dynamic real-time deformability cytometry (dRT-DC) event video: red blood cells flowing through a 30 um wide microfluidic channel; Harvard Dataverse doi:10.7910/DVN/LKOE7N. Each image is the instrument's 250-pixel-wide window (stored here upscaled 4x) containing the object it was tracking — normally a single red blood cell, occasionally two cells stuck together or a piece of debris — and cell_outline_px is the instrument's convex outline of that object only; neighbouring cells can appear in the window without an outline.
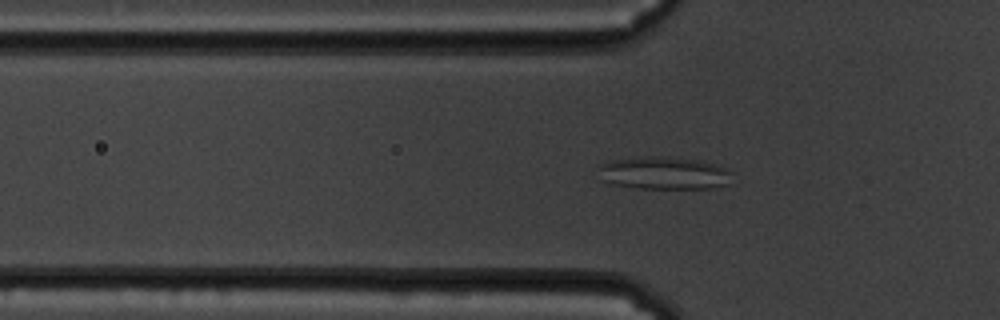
{"species": "common noctule bat (a hibernating species)", "species_latin": "Nyctalus noctula", "temperature_condition": "cold", "stored_images_in_passage": 50, "camera_frame_rate_fps": 3000, "um_per_image_px": 0.085, "animal": {"sex": "male", "body_mass_g": 19.5, "forearm_length_mm": 54.6}, "frame": {"image": 1, "passage_image": 10, "time_ms": 3.0, "image_size_px": [1000, 320], "cell_outline_px": [[736, 184], [712, 188], [636, 188], [612, 184], [604, 180], [596, 164], [612, 160], [644, 156], [668, 156], [700, 160], [716, 164], [732, 172]], "centroid_in_image_um": [56.53, 14.71], "position_along_channel_um": 69.3, "area_um2": 26.07}}
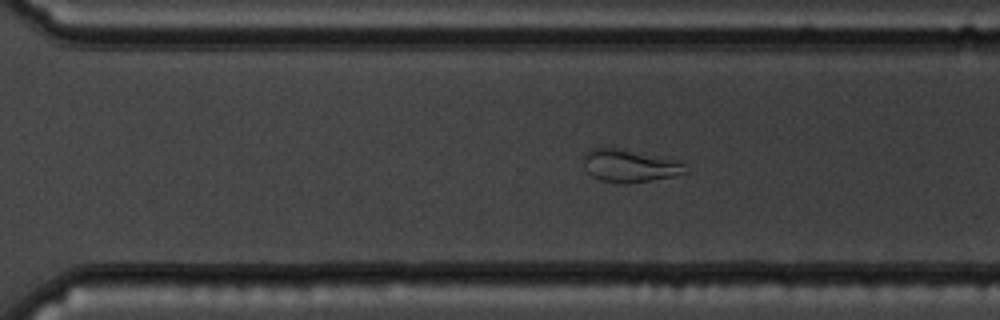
{"frame": {"image": 2, "passage_image": 32, "time_ms": 10.333, "image_size_px": [1000, 320], "cell_outline_px": [[688, 172], [672, 176], [652, 180], [628, 184], [620, 184], [600, 180], [592, 176], [588, 172], [584, 164], [584, 156], [588, 148], [608, 144], [684, 160]], "centroid_in_image_um": [53.54, 14.02], "position_along_channel_um": 317.1, "area_um2": 20.75}}
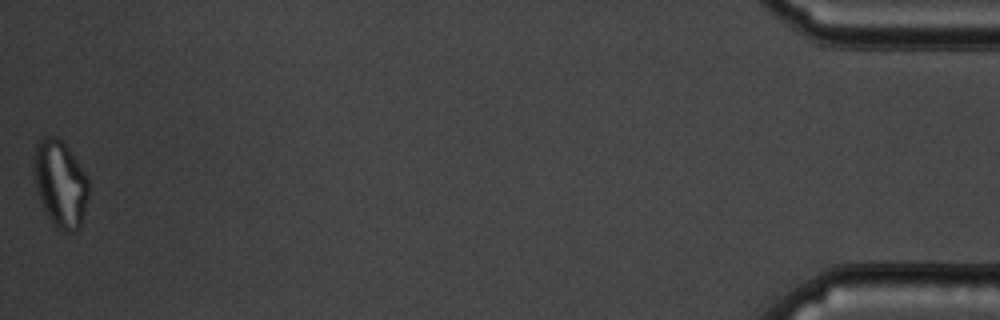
{"frame": {"image": 3, "passage_image": 50, "time_ms": 16.333, "image_size_px": [1000, 320], "cell_outline_px": [[88, 196], [80, 228], [76, 232], [64, 232], [56, 228], [48, 216], [40, 200], [36, 188], [32, 168], [32, 160], [36, 144], [40, 140], [48, 136], [56, 136], [68, 148], [88, 176]], "centroid_in_image_um": [5.11, 15.62], "position_along_channel_um": 430.1, "area_um2": 27.86}, "authors_computed_cell_mechanics": {"area_um2": 24.276, "velocity_mm_per_s": 3.3859, "shape_relaxation_time_tau1_ms": null, "shape_relaxation_time_tau2_ms": 2.5119, "deformation_change_tau1": null, "deformation_change_tau2": 0.0903}}